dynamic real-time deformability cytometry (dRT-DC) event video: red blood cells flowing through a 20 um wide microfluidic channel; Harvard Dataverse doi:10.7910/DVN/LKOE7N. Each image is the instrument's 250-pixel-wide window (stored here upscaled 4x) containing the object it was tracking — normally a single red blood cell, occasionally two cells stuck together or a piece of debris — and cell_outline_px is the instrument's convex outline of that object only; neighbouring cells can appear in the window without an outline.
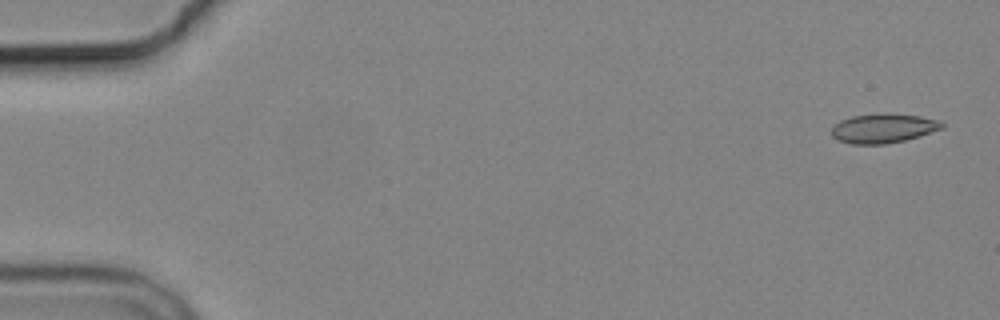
{"species": "common noctule bat (a hibernating species)", "species_latin": "Nyctalus noctula", "temperature_condition": "cold", "stored_images_in_passage": 5, "camera_frame_rate_fps": 3000, "um_per_image_px": 0.085, "animal": {"sex": "male", "body_mass_g": 19.2, "forearm_length_mm": 51.8}, "frame": {"image": 1, "passage_image": 1, "time_ms": 0.0, "image_size_px": [1000, 320], "cell_outline_px": [[944, 128], [920, 136], [904, 140], [884, 144], [852, 144], [840, 140], [832, 136], [832, 128], [840, 120], [852, 116], [920, 116], [936, 120], [944, 124]], "centroid_in_image_um": [75.08, 10.95], "position_along_channel_um": 9.9, "area_um2": 17.86}}
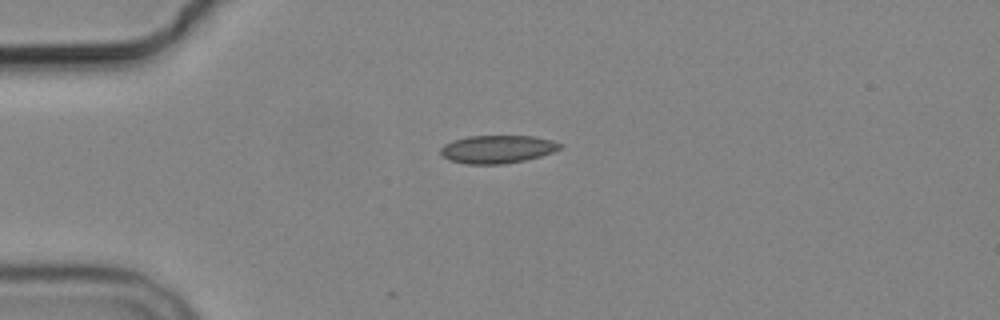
{"frame": {"image": 2, "passage_image": 4, "time_ms": 4.0, "image_size_px": [1000, 320], "cell_outline_px": [[564, 144], [560, 148], [552, 152], [540, 156], [524, 160], [504, 164], [464, 164], [448, 160], [440, 152], [440, 148], [444, 144], [452, 140], [468, 136], [536, 136], [552, 140]], "centroid_in_image_um": [42.26, 12.68], "position_along_channel_um": 42.7, "area_um2": 19.59}}